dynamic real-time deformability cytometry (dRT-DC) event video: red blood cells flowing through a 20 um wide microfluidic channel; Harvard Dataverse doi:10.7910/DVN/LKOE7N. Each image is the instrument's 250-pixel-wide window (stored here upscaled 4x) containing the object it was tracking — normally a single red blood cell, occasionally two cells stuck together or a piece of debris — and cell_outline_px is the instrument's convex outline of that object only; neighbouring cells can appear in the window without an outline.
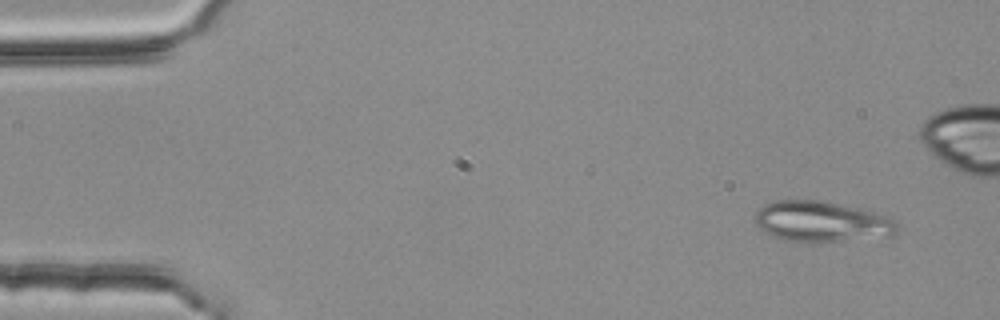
{"species": "common noctule bat (a hibernating species)", "species_latin": "Nyctalus noctula", "temperature_condition": "room temperature", "stored_images_in_passage": 4, "camera_frame_rate_fps": 3000, "um_per_image_px": 0.085, "animal": {"sex": "female", "body_mass_g": 25.1}, "frame": {"image": 1, "passage_image": 1, "time_ms": 0.0, "image_size_px": [1000, 320], "cell_outline_px": [[900, 228], [892, 236], [836, 240], [784, 240], [764, 232], [756, 224], [756, 212], [764, 204], [776, 200], [820, 200], [856, 208], [872, 212], [896, 220], [900, 224]], "centroid_in_image_um": [69.84, 18.81], "position_along_channel_um": 15.2, "area_um2": 32.83}}